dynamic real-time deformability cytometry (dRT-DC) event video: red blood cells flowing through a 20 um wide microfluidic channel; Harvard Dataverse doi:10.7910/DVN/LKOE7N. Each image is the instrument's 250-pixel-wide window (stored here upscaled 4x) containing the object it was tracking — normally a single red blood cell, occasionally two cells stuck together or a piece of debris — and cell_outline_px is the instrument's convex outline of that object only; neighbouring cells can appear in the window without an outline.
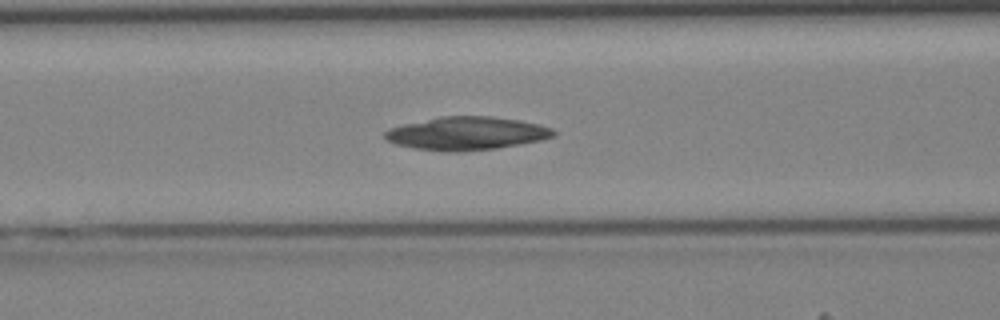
{"species": "Egyptian fruit bat (a non-hibernating species)", "species_latin": "Rousettus aegyptiacus", "temperature_condition": "cold", "stored_images_in_passage": 31, "camera_frame_rate_fps": 3000, "um_per_image_px": 0.085, "animal": {"sex": "female"}, "frame": {"image": 1, "passage_image": 13, "time_ms": 4.0, "image_size_px": [1000, 320], "cell_outline_px": [[556, 136], [540, 140], [496, 148], [464, 152], [448, 152], [412, 148], [396, 144], [384, 140], [384, 132], [388, 128], [404, 124], [440, 116], [492, 116], [520, 120], [540, 124], [552, 128], [556, 132]], "centroid_in_image_um": [39.64, 11.34], "position_along_channel_um": 127.0, "area_um2": 32.89}}
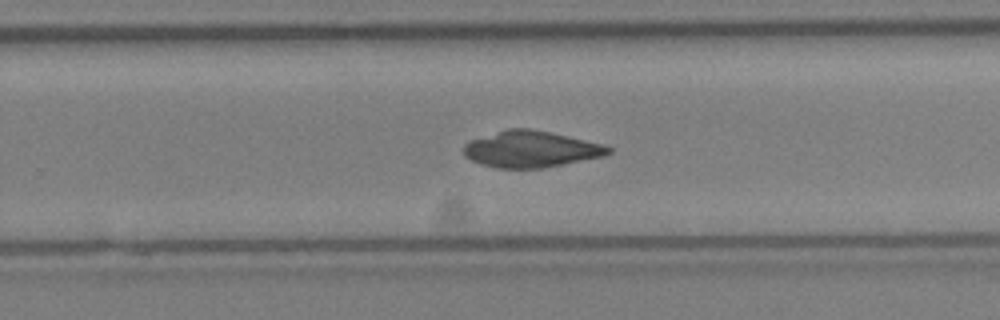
{"frame": {"image": 2, "passage_image": 23, "time_ms": 7.333, "image_size_px": [1000, 320], "cell_outline_px": [[612, 152], [604, 156], [544, 168], [496, 168], [480, 164], [464, 156], [464, 144], [472, 140], [508, 128], [528, 128], [548, 132], [604, 144], [612, 148]], "centroid_in_image_um": [45.14, 12.69], "position_along_channel_um": 284.7, "area_um2": 30.46}}
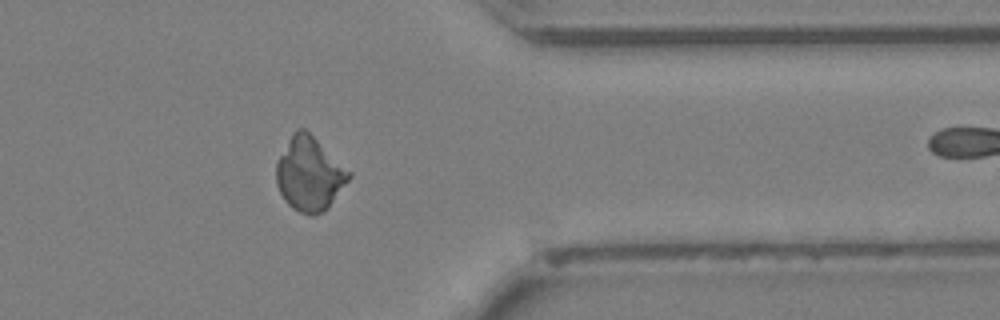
{"frame": {"image": 3, "passage_image": 30, "time_ms": 9.667, "image_size_px": [1000, 320], "cell_outline_px": [[352, 176], [328, 208], [316, 216], [312, 216], [300, 212], [292, 208], [284, 200], [276, 184], [276, 160], [292, 132], [296, 128], [304, 128], [352, 172]], "centroid_in_image_um": [26.29, 14.79], "position_along_channel_um": 385.1, "area_um2": 31.44}}